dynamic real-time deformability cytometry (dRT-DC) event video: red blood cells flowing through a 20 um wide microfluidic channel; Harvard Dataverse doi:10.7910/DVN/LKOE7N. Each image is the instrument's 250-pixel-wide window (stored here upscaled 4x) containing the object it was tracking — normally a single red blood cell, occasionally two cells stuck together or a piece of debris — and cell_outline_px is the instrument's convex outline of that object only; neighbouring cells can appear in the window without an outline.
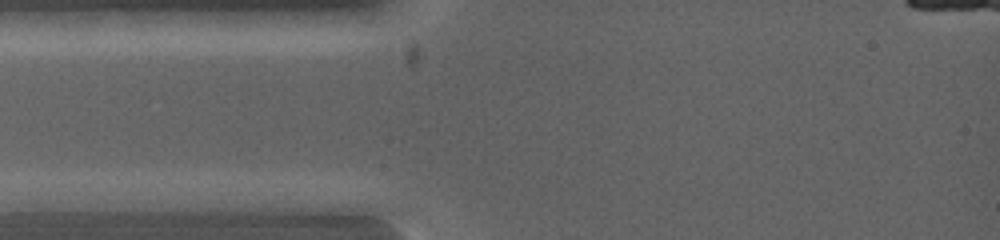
{"species": "common noctule bat (a hibernating species)", "species_latin": "Nyctalus noctula", "temperature_condition": "warm", "stored_images_in_passage": 5, "camera_frame_rate_fps": 5000, "um_per_image_px": 0.085, "animal": {"sex": "female", "body_mass_g": 19.0, "forearm_length_mm": 53.3}, "frame": {"image": 1, "passage_image": 1, "time_ms": 0.0, "image_size_px": [1000, 240], "cell_outline_px": [[172, 200], [164, 212], [20, 212], [16, 208], [12, 200], [40, 192], [160, 192]], "centroid_in_image_um": [7.93, 17.19], "position_along_channel_um": 77.1, "area_um2": 21.33}}